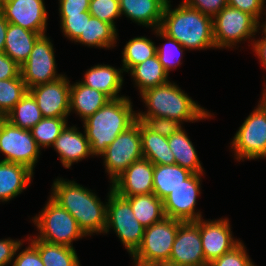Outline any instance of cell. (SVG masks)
Here are the masks:
<instances>
[{"instance_id": "cell-33", "label": "cell", "mask_w": 266, "mask_h": 266, "mask_svg": "<svg viewBox=\"0 0 266 266\" xmlns=\"http://www.w3.org/2000/svg\"><path fill=\"white\" fill-rule=\"evenodd\" d=\"M154 42L145 36L130 39L122 52V67L128 72L135 66L156 55Z\"/></svg>"}, {"instance_id": "cell-21", "label": "cell", "mask_w": 266, "mask_h": 266, "mask_svg": "<svg viewBox=\"0 0 266 266\" xmlns=\"http://www.w3.org/2000/svg\"><path fill=\"white\" fill-rule=\"evenodd\" d=\"M34 172L25 165L0 160V202L15 198L30 186Z\"/></svg>"}, {"instance_id": "cell-49", "label": "cell", "mask_w": 266, "mask_h": 266, "mask_svg": "<svg viewBox=\"0 0 266 266\" xmlns=\"http://www.w3.org/2000/svg\"><path fill=\"white\" fill-rule=\"evenodd\" d=\"M262 93V99L259 101L258 106L265 112L266 114V85Z\"/></svg>"}, {"instance_id": "cell-19", "label": "cell", "mask_w": 266, "mask_h": 266, "mask_svg": "<svg viewBox=\"0 0 266 266\" xmlns=\"http://www.w3.org/2000/svg\"><path fill=\"white\" fill-rule=\"evenodd\" d=\"M52 147L59 154L62 165L68 169L73 163L93 156L85 132L83 135L76 126L68 127V124L56 138Z\"/></svg>"}, {"instance_id": "cell-18", "label": "cell", "mask_w": 266, "mask_h": 266, "mask_svg": "<svg viewBox=\"0 0 266 266\" xmlns=\"http://www.w3.org/2000/svg\"><path fill=\"white\" fill-rule=\"evenodd\" d=\"M154 164L145 158L133 162L111 184L121 197L153 193Z\"/></svg>"}, {"instance_id": "cell-12", "label": "cell", "mask_w": 266, "mask_h": 266, "mask_svg": "<svg viewBox=\"0 0 266 266\" xmlns=\"http://www.w3.org/2000/svg\"><path fill=\"white\" fill-rule=\"evenodd\" d=\"M53 44L46 34L35 42L28 59L20 66V75L27 89L53 82L63 74H57Z\"/></svg>"}, {"instance_id": "cell-35", "label": "cell", "mask_w": 266, "mask_h": 266, "mask_svg": "<svg viewBox=\"0 0 266 266\" xmlns=\"http://www.w3.org/2000/svg\"><path fill=\"white\" fill-rule=\"evenodd\" d=\"M27 91L21 75L17 78L0 80V118H4Z\"/></svg>"}, {"instance_id": "cell-41", "label": "cell", "mask_w": 266, "mask_h": 266, "mask_svg": "<svg viewBox=\"0 0 266 266\" xmlns=\"http://www.w3.org/2000/svg\"><path fill=\"white\" fill-rule=\"evenodd\" d=\"M184 2L189 7L212 18L227 5V0H184Z\"/></svg>"}, {"instance_id": "cell-1", "label": "cell", "mask_w": 266, "mask_h": 266, "mask_svg": "<svg viewBox=\"0 0 266 266\" xmlns=\"http://www.w3.org/2000/svg\"><path fill=\"white\" fill-rule=\"evenodd\" d=\"M51 189V197L75 218L87 236L104 233L107 204L92 190L63 178L55 179Z\"/></svg>"}, {"instance_id": "cell-24", "label": "cell", "mask_w": 266, "mask_h": 266, "mask_svg": "<svg viewBox=\"0 0 266 266\" xmlns=\"http://www.w3.org/2000/svg\"><path fill=\"white\" fill-rule=\"evenodd\" d=\"M110 98L99 90L87 87L80 81L70 86V107L83 120L103 107Z\"/></svg>"}, {"instance_id": "cell-40", "label": "cell", "mask_w": 266, "mask_h": 266, "mask_svg": "<svg viewBox=\"0 0 266 266\" xmlns=\"http://www.w3.org/2000/svg\"><path fill=\"white\" fill-rule=\"evenodd\" d=\"M62 33L70 41H75L81 34H84L85 12L75 15H59Z\"/></svg>"}, {"instance_id": "cell-46", "label": "cell", "mask_w": 266, "mask_h": 266, "mask_svg": "<svg viewBox=\"0 0 266 266\" xmlns=\"http://www.w3.org/2000/svg\"><path fill=\"white\" fill-rule=\"evenodd\" d=\"M20 75V66L4 52L0 53V80L17 78Z\"/></svg>"}, {"instance_id": "cell-42", "label": "cell", "mask_w": 266, "mask_h": 266, "mask_svg": "<svg viewBox=\"0 0 266 266\" xmlns=\"http://www.w3.org/2000/svg\"><path fill=\"white\" fill-rule=\"evenodd\" d=\"M265 0H227V5L252 15L259 23L261 14L265 10ZM263 9V10H262Z\"/></svg>"}, {"instance_id": "cell-11", "label": "cell", "mask_w": 266, "mask_h": 266, "mask_svg": "<svg viewBox=\"0 0 266 266\" xmlns=\"http://www.w3.org/2000/svg\"><path fill=\"white\" fill-rule=\"evenodd\" d=\"M231 145L239 162L266 157V114L259 106L244 120Z\"/></svg>"}, {"instance_id": "cell-5", "label": "cell", "mask_w": 266, "mask_h": 266, "mask_svg": "<svg viewBox=\"0 0 266 266\" xmlns=\"http://www.w3.org/2000/svg\"><path fill=\"white\" fill-rule=\"evenodd\" d=\"M40 214L33 218V223L39 230V240L52 244L73 247V241L87 235L79 227L75 218L57 203L51 196Z\"/></svg>"}, {"instance_id": "cell-20", "label": "cell", "mask_w": 266, "mask_h": 266, "mask_svg": "<svg viewBox=\"0 0 266 266\" xmlns=\"http://www.w3.org/2000/svg\"><path fill=\"white\" fill-rule=\"evenodd\" d=\"M168 0H119L121 16L144 27L160 28Z\"/></svg>"}, {"instance_id": "cell-22", "label": "cell", "mask_w": 266, "mask_h": 266, "mask_svg": "<svg viewBox=\"0 0 266 266\" xmlns=\"http://www.w3.org/2000/svg\"><path fill=\"white\" fill-rule=\"evenodd\" d=\"M123 69H116L110 65H95L88 69L84 75V80L80 81L87 87L99 90L110 99H119V91L123 85Z\"/></svg>"}, {"instance_id": "cell-30", "label": "cell", "mask_w": 266, "mask_h": 266, "mask_svg": "<svg viewBox=\"0 0 266 266\" xmlns=\"http://www.w3.org/2000/svg\"><path fill=\"white\" fill-rule=\"evenodd\" d=\"M130 75L135 81L140 94L147 89L167 83L168 73L162 67L157 55L135 65L130 70Z\"/></svg>"}, {"instance_id": "cell-15", "label": "cell", "mask_w": 266, "mask_h": 266, "mask_svg": "<svg viewBox=\"0 0 266 266\" xmlns=\"http://www.w3.org/2000/svg\"><path fill=\"white\" fill-rule=\"evenodd\" d=\"M70 81L65 76L36 85L28 91L35 98L42 117L67 118L70 114Z\"/></svg>"}, {"instance_id": "cell-44", "label": "cell", "mask_w": 266, "mask_h": 266, "mask_svg": "<svg viewBox=\"0 0 266 266\" xmlns=\"http://www.w3.org/2000/svg\"><path fill=\"white\" fill-rule=\"evenodd\" d=\"M22 245L23 240H13L10 238L0 240V266H8Z\"/></svg>"}, {"instance_id": "cell-27", "label": "cell", "mask_w": 266, "mask_h": 266, "mask_svg": "<svg viewBox=\"0 0 266 266\" xmlns=\"http://www.w3.org/2000/svg\"><path fill=\"white\" fill-rule=\"evenodd\" d=\"M168 145L174 154L177 165H180L182 168L192 173L204 172L197 151L183 128L168 137Z\"/></svg>"}, {"instance_id": "cell-45", "label": "cell", "mask_w": 266, "mask_h": 266, "mask_svg": "<svg viewBox=\"0 0 266 266\" xmlns=\"http://www.w3.org/2000/svg\"><path fill=\"white\" fill-rule=\"evenodd\" d=\"M60 15H75L88 12L90 0H58Z\"/></svg>"}, {"instance_id": "cell-14", "label": "cell", "mask_w": 266, "mask_h": 266, "mask_svg": "<svg viewBox=\"0 0 266 266\" xmlns=\"http://www.w3.org/2000/svg\"><path fill=\"white\" fill-rule=\"evenodd\" d=\"M168 263L179 266H208L200 237V219L183 222L179 226Z\"/></svg>"}, {"instance_id": "cell-43", "label": "cell", "mask_w": 266, "mask_h": 266, "mask_svg": "<svg viewBox=\"0 0 266 266\" xmlns=\"http://www.w3.org/2000/svg\"><path fill=\"white\" fill-rule=\"evenodd\" d=\"M12 266H44V264L38 249L32 243H29L28 247L18 253Z\"/></svg>"}, {"instance_id": "cell-31", "label": "cell", "mask_w": 266, "mask_h": 266, "mask_svg": "<svg viewBox=\"0 0 266 266\" xmlns=\"http://www.w3.org/2000/svg\"><path fill=\"white\" fill-rule=\"evenodd\" d=\"M31 238L29 237L27 240L31 241L38 249L44 266H80V261L74 248L61 244H52L36 237Z\"/></svg>"}, {"instance_id": "cell-16", "label": "cell", "mask_w": 266, "mask_h": 266, "mask_svg": "<svg viewBox=\"0 0 266 266\" xmlns=\"http://www.w3.org/2000/svg\"><path fill=\"white\" fill-rule=\"evenodd\" d=\"M2 14L11 24L38 34L46 32L48 18L44 0H3Z\"/></svg>"}, {"instance_id": "cell-9", "label": "cell", "mask_w": 266, "mask_h": 266, "mask_svg": "<svg viewBox=\"0 0 266 266\" xmlns=\"http://www.w3.org/2000/svg\"><path fill=\"white\" fill-rule=\"evenodd\" d=\"M112 183L133 162L143 157L140 121L136 120L130 127L120 133L100 155Z\"/></svg>"}, {"instance_id": "cell-34", "label": "cell", "mask_w": 266, "mask_h": 266, "mask_svg": "<svg viewBox=\"0 0 266 266\" xmlns=\"http://www.w3.org/2000/svg\"><path fill=\"white\" fill-rule=\"evenodd\" d=\"M67 121V118L43 117L32 127L30 131L39 148L52 147L56 138L67 125Z\"/></svg>"}, {"instance_id": "cell-37", "label": "cell", "mask_w": 266, "mask_h": 266, "mask_svg": "<svg viewBox=\"0 0 266 266\" xmlns=\"http://www.w3.org/2000/svg\"><path fill=\"white\" fill-rule=\"evenodd\" d=\"M88 12L91 16L111 24L115 29L114 19L121 17L119 0H90Z\"/></svg>"}, {"instance_id": "cell-13", "label": "cell", "mask_w": 266, "mask_h": 266, "mask_svg": "<svg viewBox=\"0 0 266 266\" xmlns=\"http://www.w3.org/2000/svg\"><path fill=\"white\" fill-rule=\"evenodd\" d=\"M201 175L204 173H192L163 200L165 217L184 222L202 218L200 210L195 212L197 197L201 193Z\"/></svg>"}, {"instance_id": "cell-50", "label": "cell", "mask_w": 266, "mask_h": 266, "mask_svg": "<svg viewBox=\"0 0 266 266\" xmlns=\"http://www.w3.org/2000/svg\"><path fill=\"white\" fill-rule=\"evenodd\" d=\"M135 266H179V265L171 264L168 262H153L146 265H135Z\"/></svg>"}, {"instance_id": "cell-7", "label": "cell", "mask_w": 266, "mask_h": 266, "mask_svg": "<svg viewBox=\"0 0 266 266\" xmlns=\"http://www.w3.org/2000/svg\"><path fill=\"white\" fill-rule=\"evenodd\" d=\"M106 228L104 233L111 229L119 237L130 255L140 246L145 227L134 217L130 203L112 190L108 193Z\"/></svg>"}, {"instance_id": "cell-25", "label": "cell", "mask_w": 266, "mask_h": 266, "mask_svg": "<svg viewBox=\"0 0 266 266\" xmlns=\"http://www.w3.org/2000/svg\"><path fill=\"white\" fill-rule=\"evenodd\" d=\"M117 36V30L111 24L85 12L84 34H81L74 42L88 45V47L109 49L116 46Z\"/></svg>"}, {"instance_id": "cell-47", "label": "cell", "mask_w": 266, "mask_h": 266, "mask_svg": "<svg viewBox=\"0 0 266 266\" xmlns=\"http://www.w3.org/2000/svg\"><path fill=\"white\" fill-rule=\"evenodd\" d=\"M251 45L253 46V51L260 59L259 61L261 62L262 67L266 69V35L264 34L261 39L253 40Z\"/></svg>"}, {"instance_id": "cell-29", "label": "cell", "mask_w": 266, "mask_h": 266, "mask_svg": "<svg viewBox=\"0 0 266 266\" xmlns=\"http://www.w3.org/2000/svg\"><path fill=\"white\" fill-rule=\"evenodd\" d=\"M132 208L134 217L146 228L164 217L163 201L154 193L124 197Z\"/></svg>"}, {"instance_id": "cell-6", "label": "cell", "mask_w": 266, "mask_h": 266, "mask_svg": "<svg viewBox=\"0 0 266 266\" xmlns=\"http://www.w3.org/2000/svg\"><path fill=\"white\" fill-rule=\"evenodd\" d=\"M183 222L164 217L161 221L146 227L140 246L131 255L134 265L168 262L177 230Z\"/></svg>"}, {"instance_id": "cell-28", "label": "cell", "mask_w": 266, "mask_h": 266, "mask_svg": "<svg viewBox=\"0 0 266 266\" xmlns=\"http://www.w3.org/2000/svg\"><path fill=\"white\" fill-rule=\"evenodd\" d=\"M191 174L192 172L177 164L154 165L153 193L163 201Z\"/></svg>"}, {"instance_id": "cell-51", "label": "cell", "mask_w": 266, "mask_h": 266, "mask_svg": "<svg viewBox=\"0 0 266 266\" xmlns=\"http://www.w3.org/2000/svg\"><path fill=\"white\" fill-rule=\"evenodd\" d=\"M261 28H263L262 32L266 35V21H265V23L263 25H261Z\"/></svg>"}, {"instance_id": "cell-39", "label": "cell", "mask_w": 266, "mask_h": 266, "mask_svg": "<svg viewBox=\"0 0 266 266\" xmlns=\"http://www.w3.org/2000/svg\"><path fill=\"white\" fill-rule=\"evenodd\" d=\"M149 130L161 136L170 137L182 128V124L166 117H137Z\"/></svg>"}, {"instance_id": "cell-17", "label": "cell", "mask_w": 266, "mask_h": 266, "mask_svg": "<svg viewBox=\"0 0 266 266\" xmlns=\"http://www.w3.org/2000/svg\"><path fill=\"white\" fill-rule=\"evenodd\" d=\"M232 235L228 218L210 221L200 218V237L208 265L241 242Z\"/></svg>"}, {"instance_id": "cell-4", "label": "cell", "mask_w": 266, "mask_h": 266, "mask_svg": "<svg viewBox=\"0 0 266 266\" xmlns=\"http://www.w3.org/2000/svg\"><path fill=\"white\" fill-rule=\"evenodd\" d=\"M147 112H138L137 117H166L183 124L211 118L210 112L197 104L175 83L165 84L147 89L140 94Z\"/></svg>"}, {"instance_id": "cell-8", "label": "cell", "mask_w": 266, "mask_h": 266, "mask_svg": "<svg viewBox=\"0 0 266 266\" xmlns=\"http://www.w3.org/2000/svg\"><path fill=\"white\" fill-rule=\"evenodd\" d=\"M212 19L216 49L236 47L238 42L248 39L253 42L261 27L252 15L228 5Z\"/></svg>"}, {"instance_id": "cell-38", "label": "cell", "mask_w": 266, "mask_h": 266, "mask_svg": "<svg viewBox=\"0 0 266 266\" xmlns=\"http://www.w3.org/2000/svg\"><path fill=\"white\" fill-rule=\"evenodd\" d=\"M208 266H256L249 258L245 246L240 242L236 247L213 260Z\"/></svg>"}, {"instance_id": "cell-52", "label": "cell", "mask_w": 266, "mask_h": 266, "mask_svg": "<svg viewBox=\"0 0 266 266\" xmlns=\"http://www.w3.org/2000/svg\"><path fill=\"white\" fill-rule=\"evenodd\" d=\"M2 1L3 0H0V13H2Z\"/></svg>"}, {"instance_id": "cell-32", "label": "cell", "mask_w": 266, "mask_h": 266, "mask_svg": "<svg viewBox=\"0 0 266 266\" xmlns=\"http://www.w3.org/2000/svg\"><path fill=\"white\" fill-rule=\"evenodd\" d=\"M4 118L14 126L30 130L43 117L35 98L27 91Z\"/></svg>"}, {"instance_id": "cell-2", "label": "cell", "mask_w": 266, "mask_h": 266, "mask_svg": "<svg viewBox=\"0 0 266 266\" xmlns=\"http://www.w3.org/2000/svg\"><path fill=\"white\" fill-rule=\"evenodd\" d=\"M170 2L168 0L165 5L160 29L186 49H216L212 17L189 7L184 1L172 9Z\"/></svg>"}, {"instance_id": "cell-3", "label": "cell", "mask_w": 266, "mask_h": 266, "mask_svg": "<svg viewBox=\"0 0 266 266\" xmlns=\"http://www.w3.org/2000/svg\"><path fill=\"white\" fill-rule=\"evenodd\" d=\"M129 97L110 99L103 107L83 121L91 152L100 156L112 141L137 120Z\"/></svg>"}, {"instance_id": "cell-48", "label": "cell", "mask_w": 266, "mask_h": 266, "mask_svg": "<svg viewBox=\"0 0 266 266\" xmlns=\"http://www.w3.org/2000/svg\"><path fill=\"white\" fill-rule=\"evenodd\" d=\"M8 24L9 22L5 19L4 15L0 13V53L4 51Z\"/></svg>"}, {"instance_id": "cell-23", "label": "cell", "mask_w": 266, "mask_h": 266, "mask_svg": "<svg viewBox=\"0 0 266 266\" xmlns=\"http://www.w3.org/2000/svg\"><path fill=\"white\" fill-rule=\"evenodd\" d=\"M41 35L44 34L9 23L3 52L21 66L28 59L35 42Z\"/></svg>"}, {"instance_id": "cell-26", "label": "cell", "mask_w": 266, "mask_h": 266, "mask_svg": "<svg viewBox=\"0 0 266 266\" xmlns=\"http://www.w3.org/2000/svg\"><path fill=\"white\" fill-rule=\"evenodd\" d=\"M140 134L143 157L154 165L176 164L175 157L168 145V137L149 130L140 121Z\"/></svg>"}, {"instance_id": "cell-36", "label": "cell", "mask_w": 266, "mask_h": 266, "mask_svg": "<svg viewBox=\"0 0 266 266\" xmlns=\"http://www.w3.org/2000/svg\"><path fill=\"white\" fill-rule=\"evenodd\" d=\"M154 31V33L160 36V38L167 41L160 47H156V55L164 70L169 74L171 69H174L182 64L181 59L183 57V49L185 50L186 48L174 38L166 35L160 28H157Z\"/></svg>"}, {"instance_id": "cell-10", "label": "cell", "mask_w": 266, "mask_h": 266, "mask_svg": "<svg viewBox=\"0 0 266 266\" xmlns=\"http://www.w3.org/2000/svg\"><path fill=\"white\" fill-rule=\"evenodd\" d=\"M40 151L30 130L0 118V152L5 155L2 161L19 163L34 171Z\"/></svg>"}]
</instances>
